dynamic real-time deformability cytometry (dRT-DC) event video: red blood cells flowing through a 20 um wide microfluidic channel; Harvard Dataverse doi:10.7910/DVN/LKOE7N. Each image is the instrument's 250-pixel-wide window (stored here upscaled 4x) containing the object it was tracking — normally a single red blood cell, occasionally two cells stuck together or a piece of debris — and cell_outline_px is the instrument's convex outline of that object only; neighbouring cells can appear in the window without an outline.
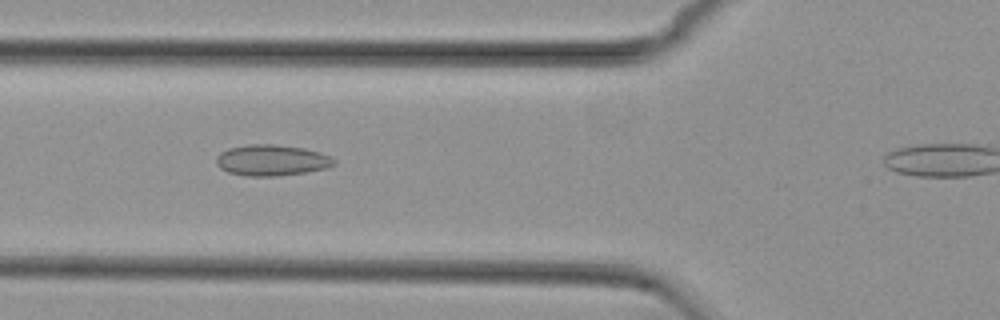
{"species": "common noctule bat (a hibernating species)", "species_latin": "Nyctalus noctula", "temperature_condition": "cold", "stored_images_in_passage": 43, "camera_frame_rate_fps": 3000, "um_per_image_px": 0.085, "animal": {"sex": "female", "body_mass_g": 29.2, "forearm_length_mm": 56.3}, "frame": {"image": 1, "passage_image": 16, "time_ms": 5.0, "image_size_px": [1000, 320], "cell_outline_px": [[336, 164], [328, 168], [304, 172], [276, 176], [244, 176], [228, 172], [220, 168], [216, 164], [216, 156], [220, 152], [228, 148], [248, 144], [272, 144], [304, 148], [320, 152], [332, 156], [336, 160]], "centroid_in_image_um": [23.1, 13.62], "position_along_channel_um": 102.7, "area_um2": 21.5}}
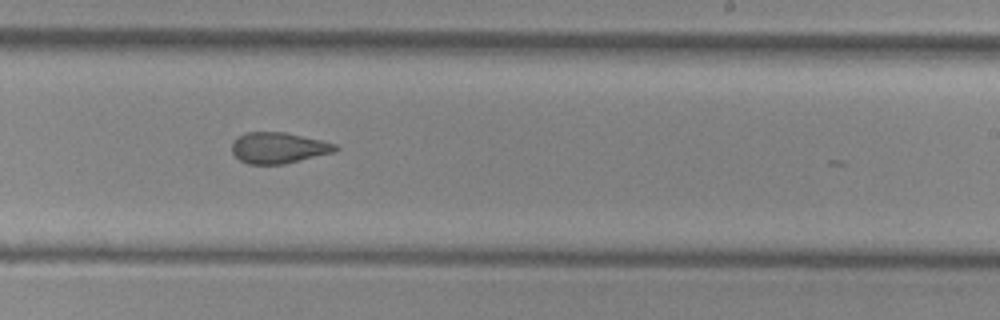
{"frame": {"image": 2, "passage_image": 29, "time_ms": 9.333, "image_size_px": [1000, 320], "cell_outline_px": [[340, 148], [336, 152], [284, 164], [248, 164], [240, 160], [232, 152], [232, 140], [236, 136], [244, 132], [284, 132], [320, 140], [336, 144]], "centroid_in_image_um": [23.66, 12.56], "position_along_channel_um": 265.3, "area_um2": 18.84}}
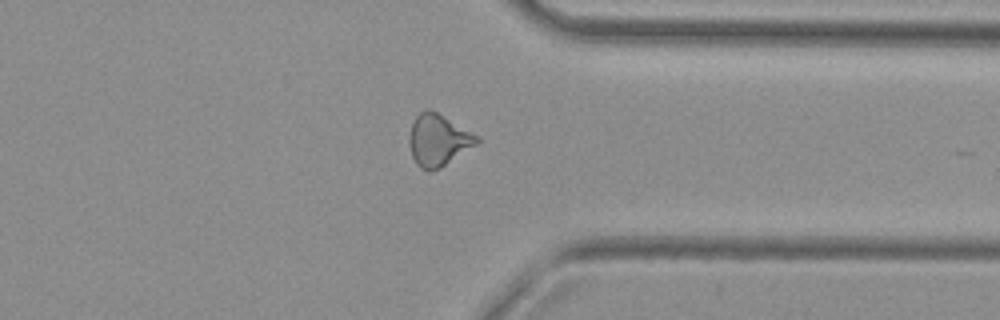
{"frame": {"image": 3, "passage_image": 38, "time_ms": 12.333, "image_size_px": [1000, 320], "cell_outline_px": [[480, 140], [476, 144], [440, 168], [428, 172], [420, 168], [416, 164], [412, 156], [408, 144], [408, 140], [412, 124], [416, 116], [420, 112], [428, 108], [436, 112], [480, 136]], "centroid_in_image_um": [37.23, 11.92], "position_along_channel_um": 374.2, "area_um2": 20.29}, "authors_computed_cell_mechanics": {"area_um2": 19.7098, "velocity_mm_per_s": 3.7541, "shape_relaxation_time_tau1_ms": null, "shape_relaxation_time_tau2_ms": 3.0059, "deformation_change_tau1": null, "deformation_change_tau2": 0.0963}}